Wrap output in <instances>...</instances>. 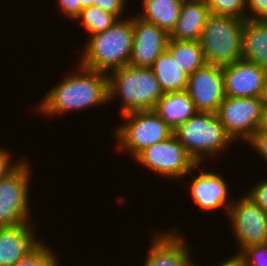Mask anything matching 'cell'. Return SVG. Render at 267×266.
<instances>
[{
	"mask_svg": "<svg viewBox=\"0 0 267 266\" xmlns=\"http://www.w3.org/2000/svg\"><path fill=\"white\" fill-rule=\"evenodd\" d=\"M25 160H18V164L0 180V228L33 221L29 196L32 170Z\"/></svg>",
	"mask_w": 267,
	"mask_h": 266,
	"instance_id": "7",
	"label": "cell"
},
{
	"mask_svg": "<svg viewBox=\"0 0 267 266\" xmlns=\"http://www.w3.org/2000/svg\"><path fill=\"white\" fill-rule=\"evenodd\" d=\"M57 7L64 17L74 20L80 15L82 6L79 0H57Z\"/></svg>",
	"mask_w": 267,
	"mask_h": 266,
	"instance_id": "30",
	"label": "cell"
},
{
	"mask_svg": "<svg viewBox=\"0 0 267 266\" xmlns=\"http://www.w3.org/2000/svg\"><path fill=\"white\" fill-rule=\"evenodd\" d=\"M127 0H95L93 6L100 7L106 12L116 15L119 19H122Z\"/></svg>",
	"mask_w": 267,
	"mask_h": 266,
	"instance_id": "29",
	"label": "cell"
},
{
	"mask_svg": "<svg viewBox=\"0 0 267 266\" xmlns=\"http://www.w3.org/2000/svg\"><path fill=\"white\" fill-rule=\"evenodd\" d=\"M173 135L197 164H202L207 157L221 155L220 152L234 142L213 113L197 112L177 126Z\"/></svg>",
	"mask_w": 267,
	"mask_h": 266,
	"instance_id": "4",
	"label": "cell"
},
{
	"mask_svg": "<svg viewBox=\"0 0 267 266\" xmlns=\"http://www.w3.org/2000/svg\"><path fill=\"white\" fill-rule=\"evenodd\" d=\"M257 130L267 131V105H263L261 121Z\"/></svg>",
	"mask_w": 267,
	"mask_h": 266,
	"instance_id": "34",
	"label": "cell"
},
{
	"mask_svg": "<svg viewBox=\"0 0 267 266\" xmlns=\"http://www.w3.org/2000/svg\"><path fill=\"white\" fill-rule=\"evenodd\" d=\"M244 21L231 16H209L199 40L208 64L224 66L242 59Z\"/></svg>",
	"mask_w": 267,
	"mask_h": 266,
	"instance_id": "5",
	"label": "cell"
},
{
	"mask_svg": "<svg viewBox=\"0 0 267 266\" xmlns=\"http://www.w3.org/2000/svg\"><path fill=\"white\" fill-rule=\"evenodd\" d=\"M151 68L164 94L186 91L189 75L181 70L167 50L155 59Z\"/></svg>",
	"mask_w": 267,
	"mask_h": 266,
	"instance_id": "21",
	"label": "cell"
},
{
	"mask_svg": "<svg viewBox=\"0 0 267 266\" xmlns=\"http://www.w3.org/2000/svg\"><path fill=\"white\" fill-rule=\"evenodd\" d=\"M238 256L244 266H267V244L250 246Z\"/></svg>",
	"mask_w": 267,
	"mask_h": 266,
	"instance_id": "26",
	"label": "cell"
},
{
	"mask_svg": "<svg viewBox=\"0 0 267 266\" xmlns=\"http://www.w3.org/2000/svg\"><path fill=\"white\" fill-rule=\"evenodd\" d=\"M260 99L262 100L263 105H267V76H266V79H265V83H264V86H263V89H262V93H261Z\"/></svg>",
	"mask_w": 267,
	"mask_h": 266,
	"instance_id": "35",
	"label": "cell"
},
{
	"mask_svg": "<svg viewBox=\"0 0 267 266\" xmlns=\"http://www.w3.org/2000/svg\"><path fill=\"white\" fill-rule=\"evenodd\" d=\"M246 19L267 21V0H246Z\"/></svg>",
	"mask_w": 267,
	"mask_h": 266,
	"instance_id": "27",
	"label": "cell"
},
{
	"mask_svg": "<svg viewBox=\"0 0 267 266\" xmlns=\"http://www.w3.org/2000/svg\"><path fill=\"white\" fill-rule=\"evenodd\" d=\"M153 111L173 130L197 113L186 91L163 94Z\"/></svg>",
	"mask_w": 267,
	"mask_h": 266,
	"instance_id": "18",
	"label": "cell"
},
{
	"mask_svg": "<svg viewBox=\"0 0 267 266\" xmlns=\"http://www.w3.org/2000/svg\"><path fill=\"white\" fill-rule=\"evenodd\" d=\"M263 102L260 97L225 96L216 115L234 142H248L261 121Z\"/></svg>",
	"mask_w": 267,
	"mask_h": 266,
	"instance_id": "9",
	"label": "cell"
},
{
	"mask_svg": "<svg viewBox=\"0 0 267 266\" xmlns=\"http://www.w3.org/2000/svg\"><path fill=\"white\" fill-rule=\"evenodd\" d=\"M264 179L252 186L251 189L249 188L248 193L245 195L264 211H267V179Z\"/></svg>",
	"mask_w": 267,
	"mask_h": 266,
	"instance_id": "28",
	"label": "cell"
},
{
	"mask_svg": "<svg viewBox=\"0 0 267 266\" xmlns=\"http://www.w3.org/2000/svg\"><path fill=\"white\" fill-rule=\"evenodd\" d=\"M76 70L68 73L52 90H47V94L37 105V112L41 116L60 117L66 112L82 111L81 109L90 106L108 103L106 74L82 67L79 62Z\"/></svg>",
	"mask_w": 267,
	"mask_h": 266,
	"instance_id": "1",
	"label": "cell"
},
{
	"mask_svg": "<svg viewBox=\"0 0 267 266\" xmlns=\"http://www.w3.org/2000/svg\"><path fill=\"white\" fill-rule=\"evenodd\" d=\"M108 103L120 98L121 115L153 110L164 94L151 67L126 65L106 74Z\"/></svg>",
	"mask_w": 267,
	"mask_h": 266,
	"instance_id": "3",
	"label": "cell"
},
{
	"mask_svg": "<svg viewBox=\"0 0 267 266\" xmlns=\"http://www.w3.org/2000/svg\"><path fill=\"white\" fill-rule=\"evenodd\" d=\"M242 59L267 70V21L245 19L242 30Z\"/></svg>",
	"mask_w": 267,
	"mask_h": 266,
	"instance_id": "19",
	"label": "cell"
},
{
	"mask_svg": "<svg viewBox=\"0 0 267 266\" xmlns=\"http://www.w3.org/2000/svg\"><path fill=\"white\" fill-rule=\"evenodd\" d=\"M200 165V166H199ZM202 164H197L191 171L192 179L190 184V194L192 201L201 211H216L224 209L226 215L229 207L234 202V197L229 199L228 183L223 176L213 171H206L200 169ZM198 167L199 175L195 176L192 172L196 171ZM200 167V168H199ZM220 208V209H219Z\"/></svg>",
	"mask_w": 267,
	"mask_h": 266,
	"instance_id": "13",
	"label": "cell"
},
{
	"mask_svg": "<svg viewBox=\"0 0 267 266\" xmlns=\"http://www.w3.org/2000/svg\"><path fill=\"white\" fill-rule=\"evenodd\" d=\"M184 0H142V13L136 16L153 23L168 34L174 29Z\"/></svg>",
	"mask_w": 267,
	"mask_h": 266,
	"instance_id": "20",
	"label": "cell"
},
{
	"mask_svg": "<svg viewBox=\"0 0 267 266\" xmlns=\"http://www.w3.org/2000/svg\"><path fill=\"white\" fill-rule=\"evenodd\" d=\"M79 1L81 3L82 10H83L84 8L93 6V1H95V0H79Z\"/></svg>",
	"mask_w": 267,
	"mask_h": 266,
	"instance_id": "36",
	"label": "cell"
},
{
	"mask_svg": "<svg viewBox=\"0 0 267 266\" xmlns=\"http://www.w3.org/2000/svg\"><path fill=\"white\" fill-rule=\"evenodd\" d=\"M211 15L206 0H184L179 18L169 39L177 41H199L207 19Z\"/></svg>",
	"mask_w": 267,
	"mask_h": 266,
	"instance_id": "17",
	"label": "cell"
},
{
	"mask_svg": "<svg viewBox=\"0 0 267 266\" xmlns=\"http://www.w3.org/2000/svg\"><path fill=\"white\" fill-rule=\"evenodd\" d=\"M134 161L159 177L179 180L197 165L174 135L141 151Z\"/></svg>",
	"mask_w": 267,
	"mask_h": 266,
	"instance_id": "8",
	"label": "cell"
},
{
	"mask_svg": "<svg viewBox=\"0 0 267 266\" xmlns=\"http://www.w3.org/2000/svg\"><path fill=\"white\" fill-rule=\"evenodd\" d=\"M194 266H198L196 263ZM216 266H244L241 258L238 255H233L232 257H229L228 259H224V262L217 264Z\"/></svg>",
	"mask_w": 267,
	"mask_h": 266,
	"instance_id": "33",
	"label": "cell"
},
{
	"mask_svg": "<svg viewBox=\"0 0 267 266\" xmlns=\"http://www.w3.org/2000/svg\"><path fill=\"white\" fill-rule=\"evenodd\" d=\"M120 116L126 122L116 128L114 138L117 149L129 153L133 159L145 148L173 135V129L153 110L134 111Z\"/></svg>",
	"mask_w": 267,
	"mask_h": 266,
	"instance_id": "6",
	"label": "cell"
},
{
	"mask_svg": "<svg viewBox=\"0 0 267 266\" xmlns=\"http://www.w3.org/2000/svg\"><path fill=\"white\" fill-rule=\"evenodd\" d=\"M125 15L107 30L86 40L79 64L105 74L129 64L133 46V17Z\"/></svg>",
	"mask_w": 267,
	"mask_h": 266,
	"instance_id": "2",
	"label": "cell"
},
{
	"mask_svg": "<svg viewBox=\"0 0 267 266\" xmlns=\"http://www.w3.org/2000/svg\"><path fill=\"white\" fill-rule=\"evenodd\" d=\"M59 262L56 254L43 242L30 255L20 259L12 266H60L61 263Z\"/></svg>",
	"mask_w": 267,
	"mask_h": 266,
	"instance_id": "25",
	"label": "cell"
},
{
	"mask_svg": "<svg viewBox=\"0 0 267 266\" xmlns=\"http://www.w3.org/2000/svg\"><path fill=\"white\" fill-rule=\"evenodd\" d=\"M34 221L0 228V266H12L30 255L44 241L35 236Z\"/></svg>",
	"mask_w": 267,
	"mask_h": 266,
	"instance_id": "16",
	"label": "cell"
},
{
	"mask_svg": "<svg viewBox=\"0 0 267 266\" xmlns=\"http://www.w3.org/2000/svg\"><path fill=\"white\" fill-rule=\"evenodd\" d=\"M225 96L260 97L267 76V70L240 59L222 66Z\"/></svg>",
	"mask_w": 267,
	"mask_h": 266,
	"instance_id": "15",
	"label": "cell"
},
{
	"mask_svg": "<svg viewBox=\"0 0 267 266\" xmlns=\"http://www.w3.org/2000/svg\"><path fill=\"white\" fill-rule=\"evenodd\" d=\"M133 34V46L128 65L151 67L155 59L167 49L169 34L136 15L133 17Z\"/></svg>",
	"mask_w": 267,
	"mask_h": 266,
	"instance_id": "14",
	"label": "cell"
},
{
	"mask_svg": "<svg viewBox=\"0 0 267 266\" xmlns=\"http://www.w3.org/2000/svg\"><path fill=\"white\" fill-rule=\"evenodd\" d=\"M187 75L207 64L199 41H177L169 39L166 49Z\"/></svg>",
	"mask_w": 267,
	"mask_h": 266,
	"instance_id": "22",
	"label": "cell"
},
{
	"mask_svg": "<svg viewBox=\"0 0 267 266\" xmlns=\"http://www.w3.org/2000/svg\"><path fill=\"white\" fill-rule=\"evenodd\" d=\"M11 154L12 152L10 153L6 148H0V180L18 164V162H12Z\"/></svg>",
	"mask_w": 267,
	"mask_h": 266,
	"instance_id": "32",
	"label": "cell"
},
{
	"mask_svg": "<svg viewBox=\"0 0 267 266\" xmlns=\"http://www.w3.org/2000/svg\"><path fill=\"white\" fill-rule=\"evenodd\" d=\"M178 229L179 227L167 231L155 229L151 233L152 242L143 262L144 266H194L190 249L192 247Z\"/></svg>",
	"mask_w": 267,
	"mask_h": 266,
	"instance_id": "12",
	"label": "cell"
},
{
	"mask_svg": "<svg viewBox=\"0 0 267 266\" xmlns=\"http://www.w3.org/2000/svg\"><path fill=\"white\" fill-rule=\"evenodd\" d=\"M119 18L109 12L104 11L100 7L90 6L84 8L75 21L80 23L88 33V37L96 33L103 32L111 27Z\"/></svg>",
	"mask_w": 267,
	"mask_h": 266,
	"instance_id": "23",
	"label": "cell"
},
{
	"mask_svg": "<svg viewBox=\"0 0 267 266\" xmlns=\"http://www.w3.org/2000/svg\"><path fill=\"white\" fill-rule=\"evenodd\" d=\"M247 145L256 150L258 156L261 155L260 157L267 162V131L257 130Z\"/></svg>",
	"mask_w": 267,
	"mask_h": 266,
	"instance_id": "31",
	"label": "cell"
},
{
	"mask_svg": "<svg viewBox=\"0 0 267 266\" xmlns=\"http://www.w3.org/2000/svg\"><path fill=\"white\" fill-rule=\"evenodd\" d=\"M212 15L246 19V0H206Z\"/></svg>",
	"mask_w": 267,
	"mask_h": 266,
	"instance_id": "24",
	"label": "cell"
},
{
	"mask_svg": "<svg viewBox=\"0 0 267 266\" xmlns=\"http://www.w3.org/2000/svg\"><path fill=\"white\" fill-rule=\"evenodd\" d=\"M186 92L197 112L216 114L225 98L222 66L206 64L188 77Z\"/></svg>",
	"mask_w": 267,
	"mask_h": 266,
	"instance_id": "11",
	"label": "cell"
},
{
	"mask_svg": "<svg viewBox=\"0 0 267 266\" xmlns=\"http://www.w3.org/2000/svg\"><path fill=\"white\" fill-rule=\"evenodd\" d=\"M227 216L230 218L232 235L237 239L239 255L253 245L267 244V211L244 195L234 199Z\"/></svg>",
	"mask_w": 267,
	"mask_h": 266,
	"instance_id": "10",
	"label": "cell"
}]
</instances>
